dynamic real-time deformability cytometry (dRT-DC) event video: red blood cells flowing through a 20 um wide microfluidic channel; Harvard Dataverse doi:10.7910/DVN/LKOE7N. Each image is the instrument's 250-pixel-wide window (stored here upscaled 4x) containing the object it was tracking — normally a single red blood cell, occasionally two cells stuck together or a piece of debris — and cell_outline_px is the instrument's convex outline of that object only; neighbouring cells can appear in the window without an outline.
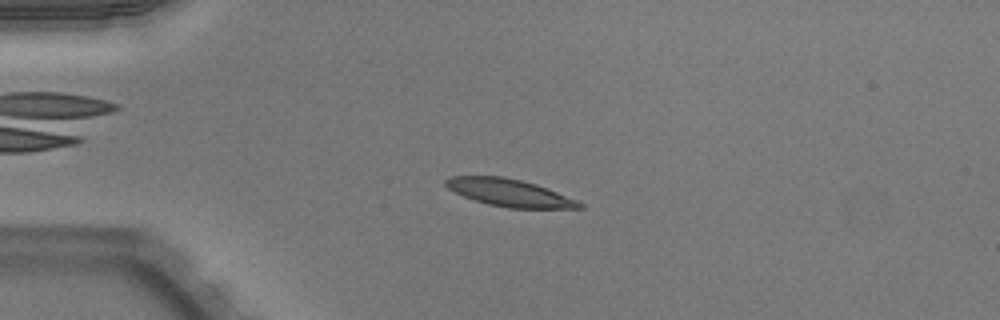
{"species": "Egyptian fruit bat (a non-hibernating species)", "species_latin": "Rousettus aegyptiacus", "temperature_condition": "warm", "stored_images_in_passage": 51, "camera_frame_rate_fps": 3000, "um_per_image_px": 0.085, "animal": {"sex": "male"}, "frame": {"image": 1, "passage_image": 13, "time_ms": 4.0, "image_size_px": [1000, 320], "cell_outline_px": [[584, 208], [508, 208], [488, 204], [464, 196], [448, 188], [444, 184], [444, 180], [448, 176], [504, 176], [536, 184], [576, 200], [584, 204]], "centroid_in_image_um": [43.28, 16.37], "position_along_channel_um": 41.7, "area_um2": 21.1}}
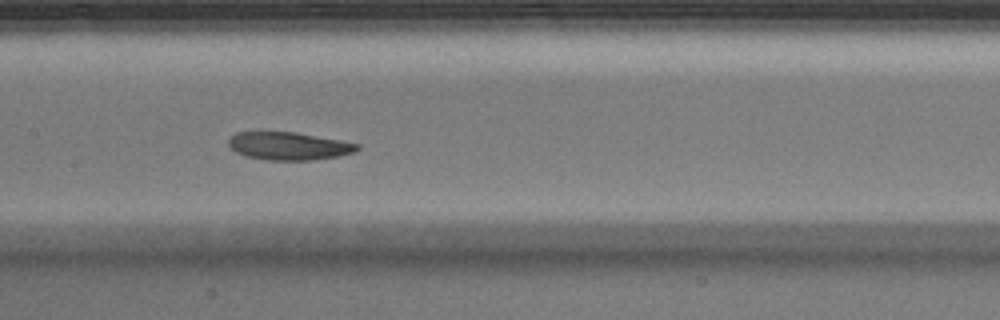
{"frame": {"image": 2, "passage_image": 26, "time_ms": 8.333, "image_size_px": [1000, 320], "cell_outline_px": [[360, 148], [352, 152], [336, 156], [312, 160], [268, 160], [244, 156], [236, 152], [228, 144], [228, 140], [236, 132], [260, 128], [296, 132], [360, 144]], "centroid_in_image_um": [24.43, 12.36], "position_along_channel_um": 183.0, "area_um2": 21.56}}
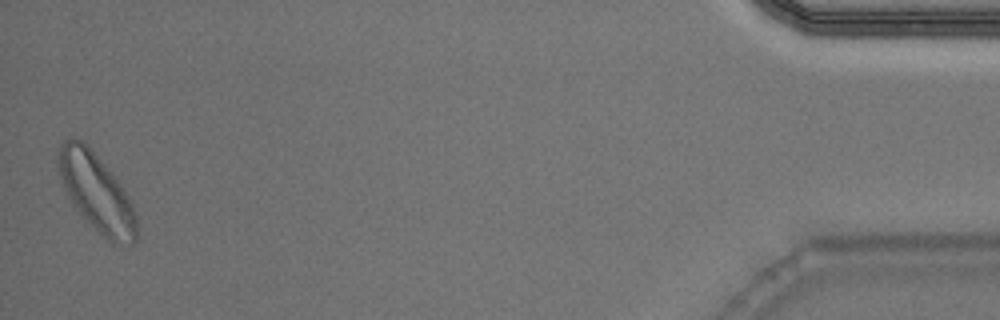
{"frame": {"image": 3, "passage_image": 51, "time_ms": 16.667, "image_size_px": [1000, 320], "cell_outline_px": [[136, 240], [132, 244], [112, 244], [72, 204], [68, 196], [60, 176], [60, 144], [64, 140], [84, 140], [88, 144], [112, 172], [128, 196], [132, 204], [136, 216]], "centroid_in_image_um": [8.24, 16.36], "position_along_channel_um": 427.0, "area_um2": 34.56}, "authors_computed_cell_mechanics": {"area_um2": 21.8484, "velocity_mm_per_s": 3.9519, "shape_relaxation_time_tau1_ms": 4.4135, "shape_relaxation_time_tau2_ms": 4.9561, "deformation_change_tau1": 0.1273, "deformation_change_tau2": 0.1408}}